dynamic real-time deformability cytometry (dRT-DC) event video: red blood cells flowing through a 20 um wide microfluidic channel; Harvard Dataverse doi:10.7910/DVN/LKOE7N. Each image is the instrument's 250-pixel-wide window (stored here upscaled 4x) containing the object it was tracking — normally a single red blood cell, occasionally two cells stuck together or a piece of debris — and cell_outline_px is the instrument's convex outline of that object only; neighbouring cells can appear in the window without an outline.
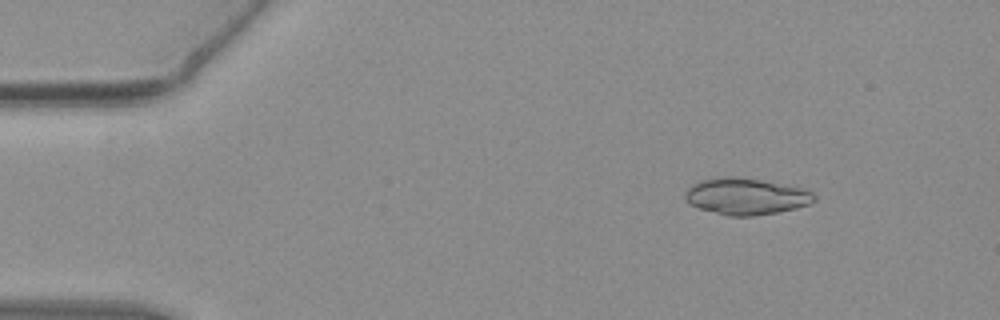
{"species": "common noctule bat (a hibernating species)", "species_latin": "Nyctalus noctula", "temperature_condition": "warm", "stored_images_in_passage": 47, "camera_frame_rate_fps": 3000, "um_per_image_px": 0.085, "animal": {"sex": "female", "body_mass_g": 19.3, "forearm_length_mm": 54.1}, "frame": {"image": 1, "passage_image": 1, "time_ms": 0.0, "image_size_px": [1000, 320], "cell_outline_px": [[816, 200], [808, 204], [796, 208], [776, 212], [752, 216], [728, 216], [700, 208], [692, 204], [684, 196], [684, 192], [692, 184], [700, 180], [716, 176], [736, 176], [808, 188], [816, 196]], "centroid_in_image_um": [63.43, 16.67], "position_along_channel_um": 21.6, "area_um2": 27.63}}